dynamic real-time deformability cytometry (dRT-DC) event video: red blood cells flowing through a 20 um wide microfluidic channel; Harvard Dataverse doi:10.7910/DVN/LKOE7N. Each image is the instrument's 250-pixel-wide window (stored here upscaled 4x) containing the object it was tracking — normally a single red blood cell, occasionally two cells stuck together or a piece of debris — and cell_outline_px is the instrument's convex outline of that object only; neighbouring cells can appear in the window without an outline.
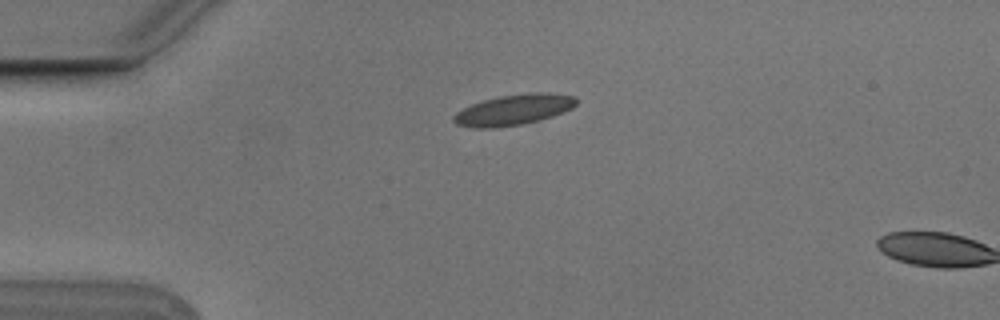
{"species": "Egyptian fruit bat (a non-hibernating species)", "species_latin": "Rousettus aegyptiacus", "temperature_condition": "cold", "stored_images_in_passage": 2, "camera_frame_rate_fps": 3000, "um_per_image_px": 0.085, "animal": {"sex": "male"}, "frame": {"image": 1, "passage_image": 1, "time_ms": 0.0, "image_size_px": [1000, 320], "cell_outline_px": [[576, 104], [572, 108], [552, 116], [540, 120], [524, 124], [492, 128], [476, 128], [456, 124], [452, 120], [452, 116], [456, 112], [472, 104], [484, 100], [500, 96], [528, 92], [548, 92], [576, 96]], "centroid_in_image_um": [43.66, 9.33], "position_along_channel_um": 41.3, "area_um2": 21.96}}